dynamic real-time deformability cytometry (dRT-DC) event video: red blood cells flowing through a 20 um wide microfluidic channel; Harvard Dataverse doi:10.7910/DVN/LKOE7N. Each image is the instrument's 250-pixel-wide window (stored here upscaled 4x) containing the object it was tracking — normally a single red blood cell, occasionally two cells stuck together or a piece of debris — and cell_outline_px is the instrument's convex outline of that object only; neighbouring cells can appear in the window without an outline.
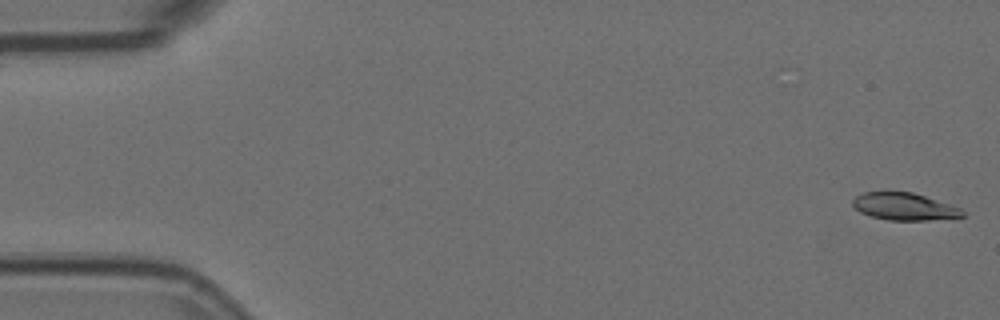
{"species": "Egyptian fruit bat (a non-hibernating species)", "species_latin": "Rousettus aegyptiacus", "temperature_condition": "room temperature", "stored_images_in_passage": 56, "camera_frame_rate_fps": 3000, "um_per_image_px": 0.085, "animal": {"sex": "female"}, "frame": {"image": 1, "passage_image": 1, "time_ms": 0.0, "image_size_px": [1000, 320], "cell_outline_px": [[964, 216], [928, 220], [888, 220], [872, 216], [860, 212], [852, 208], [852, 200], [856, 196], [864, 192], [888, 188], [912, 192], [960, 208], [964, 212]], "centroid_in_image_um": [76.75, 17.51], "position_along_channel_um": 8.2, "area_um2": 17.92}}
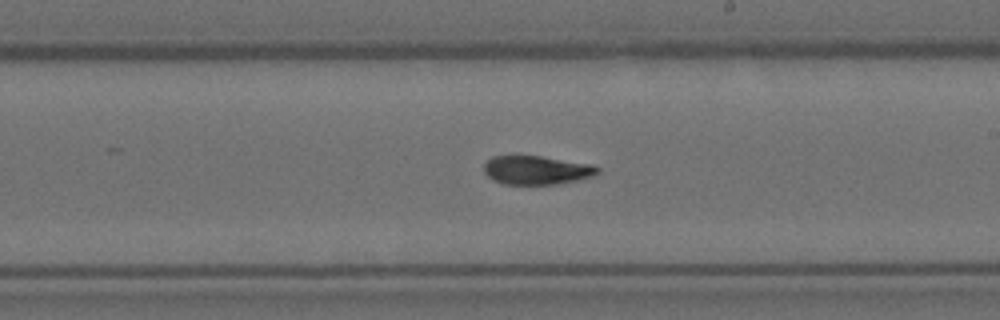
{"frame": {"image": 2, "passage_image": 32, "time_ms": 10.333, "image_size_px": [1000, 320], "cell_outline_px": [[600, 172], [596, 176], [556, 184], [504, 184], [492, 180], [484, 172], [484, 164], [492, 156], [540, 156], [592, 164], [600, 168]], "centroid_in_image_um": [45.63, 14.46], "position_along_channel_um": 243.4, "area_um2": 19.07}}
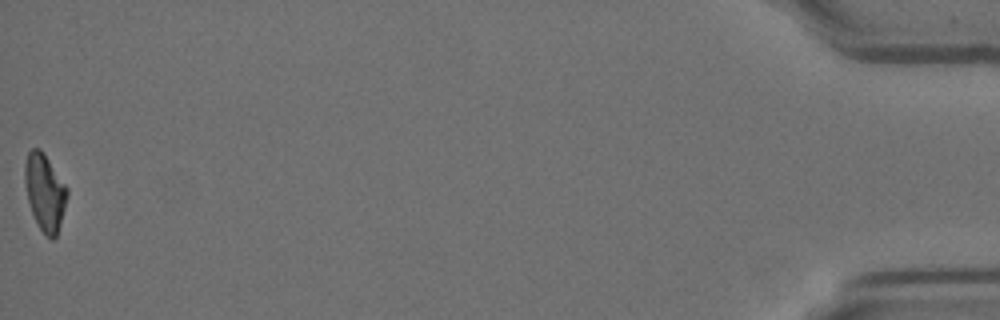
{"frame": {"image": 3, "passage_image": 56, "time_ms": 18.333, "image_size_px": [1000, 320], "cell_outline_px": [[68, 196], [60, 224], [56, 236], [52, 240], [44, 236], [32, 212], [28, 200], [24, 180], [24, 164], [28, 152], [32, 148], [40, 148], [68, 188]], "centroid_in_image_um": [3.81, 16.34], "position_along_channel_um": 431.4, "area_um2": 18.84}, "authors_computed_cell_mechanics": {"area_um2": 19.363, "velocity_mm_per_s": 3.616, "shape_relaxation_time_tau1_ms": 4.4835, "shape_relaxation_time_tau2_ms": 3.14, "deformation_change_tau1": 0.1714, "deformation_change_tau2": 0.0945}}